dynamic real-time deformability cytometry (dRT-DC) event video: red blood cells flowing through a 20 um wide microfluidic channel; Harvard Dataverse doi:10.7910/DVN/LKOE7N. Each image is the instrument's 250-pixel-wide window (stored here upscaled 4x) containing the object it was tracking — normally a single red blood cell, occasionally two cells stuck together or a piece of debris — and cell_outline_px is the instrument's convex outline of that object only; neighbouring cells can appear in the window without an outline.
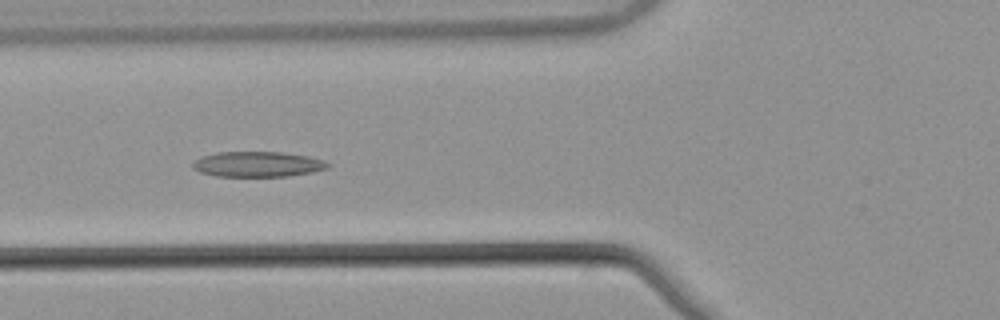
{"species": "common noctule bat (a hibernating species)", "species_latin": "Nyctalus noctula", "temperature_condition": "warm", "stored_images_in_passage": 21, "camera_frame_rate_fps": 3000, "um_per_image_px": 0.085, "animal": {"sex": "male", "body_mass_g": 21.5, "forearm_length_mm": 52.0}, "frame": {"image": 1, "passage_image": 15, "time_ms": 4.667, "image_size_px": [1000, 320], "cell_outline_px": [[332, 164], [328, 168], [312, 172], [288, 176], [216, 176], [200, 172], [192, 168], [192, 164], [196, 160], [204, 156], [216, 152], [280, 152], [308, 156], [324, 160]], "centroid_in_image_um": [21.93, 13.96], "position_along_channel_um": 103.9, "area_um2": 19.88}}